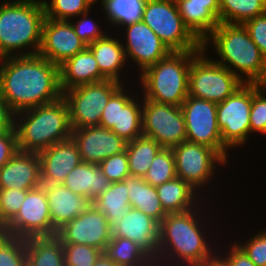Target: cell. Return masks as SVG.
<instances>
[{
  "mask_svg": "<svg viewBox=\"0 0 266 266\" xmlns=\"http://www.w3.org/2000/svg\"><path fill=\"white\" fill-rule=\"evenodd\" d=\"M142 21L171 51L202 50V43L185 26L173 0H146Z\"/></svg>",
  "mask_w": 266,
  "mask_h": 266,
  "instance_id": "cell-7",
  "label": "cell"
},
{
  "mask_svg": "<svg viewBox=\"0 0 266 266\" xmlns=\"http://www.w3.org/2000/svg\"><path fill=\"white\" fill-rule=\"evenodd\" d=\"M88 14V12L84 13L82 15L84 16L82 20L78 21L76 24L72 23L75 33L87 46L97 39L103 38L105 36L100 28L96 25L97 23L87 18Z\"/></svg>",
  "mask_w": 266,
  "mask_h": 266,
  "instance_id": "cell-46",
  "label": "cell"
},
{
  "mask_svg": "<svg viewBox=\"0 0 266 266\" xmlns=\"http://www.w3.org/2000/svg\"><path fill=\"white\" fill-rule=\"evenodd\" d=\"M223 259L226 261L228 266H256L237 243L232 246L228 257H224Z\"/></svg>",
  "mask_w": 266,
  "mask_h": 266,
  "instance_id": "cell-49",
  "label": "cell"
},
{
  "mask_svg": "<svg viewBox=\"0 0 266 266\" xmlns=\"http://www.w3.org/2000/svg\"><path fill=\"white\" fill-rule=\"evenodd\" d=\"M87 1V3L91 6L92 4H94L96 1H98V0H86ZM102 6H103V3H104V0H102Z\"/></svg>",
  "mask_w": 266,
  "mask_h": 266,
  "instance_id": "cell-52",
  "label": "cell"
},
{
  "mask_svg": "<svg viewBox=\"0 0 266 266\" xmlns=\"http://www.w3.org/2000/svg\"><path fill=\"white\" fill-rule=\"evenodd\" d=\"M163 147L154 139L140 136L126 144L130 176L144 178L157 153Z\"/></svg>",
  "mask_w": 266,
  "mask_h": 266,
  "instance_id": "cell-31",
  "label": "cell"
},
{
  "mask_svg": "<svg viewBox=\"0 0 266 266\" xmlns=\"http://www.w3.org/2000/svg\"><path fill=\"white\" fill-rule=\"evenodd\" d=\"M24 266H31V265L28 262H26Z\"/></svg>",
  "mask_w": 266,
  "mask_h": 266,
  "instance_id": "cell-54",
  "label": "cell"
},
{
  "mask_svg": "<svg viewBox=\"0 0 266 266\" xmlns=\"http://www.w3.org/2000/svg\"><path fill=\"white\" fill-rule=\"evenodd\" d=\"M86 47L69 20H53L45 17L38 55L60 66Z\"/></svg>",
  "mask_w": 266,
  "mask_h": 266,
  "instance_id": "cell-16",
  "label": "cell"
},
{
  "mask_svg": "<svg viewBox=\"0 0 266 266\" xmlns=\"http://www.w3.org/2000/svg\"><path fill=\"white\" fill-rule=\"evenodd\" d=\"M248 242V243H247ZM256 266H266V231L238 245Z\"/></svg>",
  "mask_w": 266,
  "mask_h": 266,
  "instance_id": "cell-44",
  "label": "cell"
},
{
  "mask_svg": "<svg viewBox=\"0 0 266 266\" xmlns=\"http://www.w3.org/2000/svg\"><path fill=\"white\" fill-rule=\"evenodd\" d=\"M17 151L18 141L16 129L0 132V168L5 165Z\"/></svg>",
  "mask_w": 266,
  "mask_h": 266,
  "instance_id": "cell-47",
  "label": "cell"
},
{
  "mask_svg": "<svg viewBox=\"0 0 266 266\" xmlns=\"http://www.w3.org/2000/svg\"><path fill=\"white\" fill-rule=\"evenodd\" d=\"M132 98L120 87L109 99L102 111L99 126L112 129L118 127L119 105H126Z\"/></svg>",
  "mask_w": 266,
  "mask_h": 266,
  "instance_id": "cell-43",
  "label": "cell"
},
{
  "mask_svg": "<svg viewBox=\"0 0 266 266\" xmlns=\"http://www.w3.org/2000/svg\"><path fill=\"white\" fill-rule=\"evenodd\" d=\"M243 26L266 59V12L245 22Z\"/></svg>",
  "mask_w": 266,
  "mask_h": 266,
  "instance_id": "cell-45",
  "label": "cell"
},
{
  "mask_svg": "<svg viewBox=\"0 0 266 266\" xmlns=\"http://www.w3.org/2000/svg\"><path fill=\"white\" fill-rule=\"evenodd\" d=\"M156 190L161 205L167 214L181 213L193 208L196 190L178 177L157 186Z\"/></svg>",
  "mask_w": 266,
  "mask_h": 266,
  "instance_id": "cell-29",
  "label": "cell"
},
{
  "mask_svg": "<svg viewBox=\"0 0 266 266\" xmlns=\"http://www.w3.org/2000/svg\"><path fill=\"white\" fill-rule=\"evenodd\" d=\"M125 27L128 36L126 47H123L126 59L131 57L136 65L141 67L142 72L172 52L142 20Z\"/></svg>",
  "mask_w": 266,
  "mask_h": 266,
  "instance_id": "cell-19",
  "label": "cell"
},
{
  "mask_svg": "<svg viewBox=\"0 0 266 266\" xmlns=\"http://www.w3.org/2000/svg\"><path fill=\"white\" fill-rule=\"evenodd\" d=\"M103 253L118 266H154L153 260L128 238L111 237Z\"/></svg>",
  "mask_w": 266,
  "mask_h": 266,
  "instance_id": "cell-32",
  "label": "cell"
},
{
  "mask_svg": "<svg viewBox=\"0 0 266 266\" xmlns=\"http://www.w3.org/2000/svg\"><path fill=\"white\" fill-rule=\"evenodd\" d=\"M212 255L211 258L205 260L202 264L198 266H228L226 261L222 258H219L220 256Z\"/></svg>",
  "mask_w": 266,
  "mask_h": 266,
  "instance_id": "cell-50",
  "label": "cell"
},
{
  "mask_svg": "<svg viewBox=\"0 0 266 266\" xmlns=\"http://www.w3.org/2000/svg\"><path fill=\"white\" fill-rule=\"evenodd\" d=\"M159 227L160 224L156 220L141 210L130 207L125 216L111 226V237L130 239L154 260L156 265L159 255Z\"/></svg>",
  "mask_w": 266,
  "mask_h": 266,
  "instance_id": "cell-17",
  "label": "cell"
},
{
  "mask_svg": "<svg viewBox=\"0 0 266 266\" xmlns=\"http://www.w3.org/2000/svg\"><path fill=\"white\" fill-rule=\"evenodd\" d=\"M120 82L106 79L83 84L63 91L72 129L99 126L102 111L110 97L120 88Z\"/></svg>",
  "mask_w": 266,
  "mask_h": 266,
  "instance_id": "cell-9",
  "label": "cell"
},
{
  "mask_svg": "<svg viewBox=\"0 0 266 266\" xmlns=\"http://www.w3.org/2000/svg\"><path fill=\"white\" fill-rule=\"evenodd\" d=\"M142 132L143 136L154 139L163 148H173L186 141V124L181 106L144 99Z\"/></svg>",
  "mask_w": 266,
  "mask_h": 266,
  "instance_id": "cell-10",
  "label": "cell"
},
{
  "mask_svg": "<svg viewBox=\"0 0 266 266\" xmlns=\"http://www.w3.org/2000/svg\"><path fill=\"white\" fill-rule=\"evenodd\" d=\"M128 190L130 207L141 210L159 224L167 215L159 200L155 186L149 185L144 178L128 176L124 179Z\"/></svg>",
  "mask_w": 266,
  "mask_h": 266,
  "instance_id": "cell-27",
  "label": "cell"
},
{
  "mask_svg": "<svg viewBox=\"0 0 266 266\" xmlns=\"http://www.w3.org/2000/svg\"><path fill=\"white\" fill-rule=\"evenodd\" d=\"M28 190L0 189V231L17 214Z\"/></svg>",
  "mask_w": 266,
  "mask_h": 266,
  "instance_id": "cell-40",
  "label": "cell"
},
{
  "mask_svg": "<svg viewBox=\"0 0 266 266\" xmlns=\"http://www.w3.org/2000/svg\"><path fill=\"white\" fill-rule=\"evenodd\" d=\"M71 138L77 144L82 162L91 164L122 153L127 144L112 130L101 126L72 129Z\"/></svg>",
  "mask_w": 266,
  "mask_h": 266,
  "instance_id": "cell-18",
  "label": "cell"
},
{
  "mask_svg": "<svg viewBox=\"0 0 266 266\" xmlns=\"http://www.w3.org/2000/svg\"><path fill=\"white\" fill-rule=\"evenodd\" d=\"M62 184L75 194L93 201L109 188L111 181L103 174L98 164L81 162Z\"/></svg>",
  "mask_w": 266,
  "mask_h": 266,
  "instance_id": "cell-25",
  "label": "cell"
},
{
  "mask_svg": "<svg viewBox=\"0 0 266 266\" xmlns=\"http://www.w3.org/2000/svg\"><path fill=\"white\" fill-rule=\"evenodd\" d=\"M249 120L251 133L255 131L266 134V91L260 84H252V103Z\"/></svg>",
  "mask_w": 266,
  "mask_h": 266,
  "instance_id": "cell-41",
  "label": "cell"
},
{
  "mask_svg": "<svg viewBox=\"0 0 266 266\" xmlns=\"http://www.w3.org/2000/svg\"><path fill=\"white\" fill-rule=\"evenodd\" d=\"M45 9L39 0H13L0 5V58L13 56L15 50L34 47L21 56L39 52Z\"/></svg>",
  "mask_w": 266,
  "mask_h": 266,
  "instance_id": "cell-3",
  "label": "cell"
},
{
  "mask_svg": "<svg viewBox=\"0 0 266 266\" xmlns=\"http://www.w3.org/2000/svg\"><path fill=\"white\" fill-rule=\"evenodd\" d=\"M62 244H83L104 250L111 240V225L93 204L57 230Z\"/></svg>",
  "mask_w": 266,
  "mask_h": 266,
  "instance_id": "cell-15",
  "label": "cell"
},
{
  "mask_svg": "<svg viewBox=\"0 0 266 266\" xmlns=\"http://www.w3.org/2000/svg\"><path fill=\"white\" fill-rule=\"evenodd\" d=\"M111 130L127 143L143 135L142 108L133 98L126 105H119L118 127Z\"/></svg>",
  "mask_w": 266,
  "mask_h": 266,
  "instance_id": "cell-34",
  "label": "cell"
},
{
  "mask_svg": "<svg viewBox=\"0 0 266 266\" xmlns=\"http://www.w3.org/2000/svg\"><path fill=\"white\" fill-rule=\"evenodd\" d=\"M201 50L172 51L141 74L144 98L160 104L181 106L188 96L189 68Z\"/></svg>",
  "mask_w": 266,
  "mask_h": 266,
  "instance_id": "cell-6",
  "label": "cell"
},
{
  "mask_svg": "<svg viewBox=\"0 0 266 266\" xmlns=\"http://www.w3.org/2000/svg\"><path fill=\"white\" fill-rule=\"evenodd\" d=\"M42 186L46 192L51 222L56 230L92 205L88 197L75 194L63 184Z\"/></svg>",
  "mask_w": 266,
  "mask_h": 266,
  "instance_id": "cell-23",
  "label": "cell"
},
{
  "mask_svg": "<svg viewBox=\"0 0 266 266\" xmlns=\"http://www.w3.org/2000/svg\"><path fill=\"white\" fill-rule=\"evenodd\" d=\"M260 86L266 91V78L260 83Z\"/></svg>",
  "mask_w": 266,
  "mask_h": 266,
  "instance_id": "cell-53",
  "label": "cell"
},
{
  "mask_svg": "<svg viewBox=\"0 0 266 266\" xmlns=\"http://www.w3.org/2000/svg\"><path fill=\"white\" fill-rule=\"evenodd\" d=\"M65 266H93L102 250L83 244H63Z\"/></svg>",
  "mask_w": 266,
  "mask_h": 266,
  "instance_id": "cell-39",
  "label": "cell"
},
{
  "mask_svg": "<svg viewBox=\"0 0 266 266\" xmlns=\"http://www.w3.org/2000/svg\"><path fill=\"white\" fill-rule=\"evenodd\" d=\"M202 49L191 61L188 95L220 103L244 83L226 67L204 56Z\"/></svg>",
  "mask_w": 266,
  "mask_h": 266,
  "instance_id": "cell-8",
  "label": "cell"
},
{
  "mask_svg": "<svg viewBox=\"0 0 266 266\" xmlns=\"http://www.w3.org/2000/svg\"><path fill=\"white\" fill-rule=\"evenodd\" d=\"M92 204L104 214L111 226L121 220L130 208L125 181L112 182Z\"/></svg>",
  "mask_w": 266,
  "mask_h": 266,
  "instance_id": "cell-30",
  "label": "cell"
},
{
  "mask_svg": "<svg viewBox=\"0 0 266 266\" xmlns=\"http://www.w3.org/2000/svg\"><path fill=\"white\" fill-rule=\"evenodd\" d=\"M181 109L186 124V141L209 146L227 160V148L222 143L217 124V103L188 95Z\"/></svg>",
  "mask_w": 266,
  "mask_h": 266,
  "instance_id": "cell-12",
  "label": "cell"
},
{
  "mask_svg": "<svg viewBox=\"0 0 266 266\" xmlns=\"http://www.w3.org/2000/svg\"><path fill=\"white\" fill-rule=\"evenodd\" d=\"M87 47L92 51L100 73L106 79L121 82L118 72L126 62L124 45L118 39L106 35Z\"/></svg>",
  "mask_w": 266,
  "mask_h": 266,
  "instance_id": "cell-26",
  "label": "cell"
},
{
  "mask_svg": "<svg viewBox=\"0 0 266 266\" xmlns=\"http://www.w3.org/2000/svg\"><path fill=\"white\" fill-rule=\"evenodd\" d=\"M195 213L198 212L191 209L181 213H169L162 219L159 227L160 255L157 258L160 262L164 255L169 257L174 254L173 257L178 261L182 259L183 264L186 262L185 266H198L212 257Z\"/></svg>",
  "mask_w": 266,
  "mask_h": 266,
  "instance_id": "cell-5",
  "label": "cell"
},
{
  "mask_svg": "<svg viewBox=\"0 0 266 266\" xmlns=\"http://www.w3.org/2000/svg\"><path fill=\"white\" fill-rule=\"evenodd\" d=\"M252 84L244 83L224 101L217 103V124L228 149L246 142L250 129Z\"/></svg>",
  "mask_w": 266,
  "mask_h": 266,
  "instance_id": "cell-11",
  "label": "cell"
},
{
  "mask_svg": "<svg viewBox=\"0 0 266 266\" xmlns=\"http://www.w3.org/2000/svg\"><path fill=\"white\" fill-rule=\"evenodd\" d=\"M45 9V17L53 20H67L77 15L89 12L90 6L86 0H51L42 1Z\"/></svg>",
  "mask_w": 266,
  "mask_h": 266,
  "instance_id": "cell-38",
  "label": "cell"
},
{
  "mask_svg": "<svg viewBox=\"0 0 266 266\" xmlns=\"http://www.w3.org/2000/svg\"><path fill=\"white\" fill-rule=\"evenodd\" d=\"M15 113L0 92V132L10 131L15 128Z\"/></svg>",
  "mask_w": 266,
  "mask_h": 266,
  "instance_id": "cell-48",
  "label": "cell"
},
{
  "mask_svg": "<svg viewBox=\"0 0 266 266\" xmlns=\"http://www.w3.org/2000/svg\"><path fill=\"white\" fill-rule=\"evenodd\" d=\"M146 0H104L103 9L113 24L127 25L142 20Z\"/></svg>",
  "mask_w": 266,
  "mask_h": 266,
  "instance_id": "cell-35",
  "label": "cell"
},
{
  "mask_svg": "<svg viewBox=\"0 0 266 266\" xmlns=\"http://www.w3.org/2000/svg\"><path fill=\"white\" fill-rule=\"evenodd\" d=\"M176 176L187 182L193 189L209 183L215 171V163H226V160L213 148L197 143L184 141L174 146Z\"/></svg>",
  "mask_w": 266,
  "mask_h": 266,
  "instance_id": "cell-14",
  "label": "cell"
},
{
  "mask_svg": "<svg viewBox=\"0 0 266 266\" xmlns=\"http://www.w3.org/2000/svg\"><path fill=\"white\" fill-rule=\"evenodd\" d=\"M209 39H212L216 53L221 57L215 62L229 69L243 83L260 84L266 78V59L242 24L219 23L202 43V49H206ZM235 69L248 79H243Z\"/></svg>",
  "mask_w": 266,
  "mask_h": 266,
  "instance_id": "cell-2",
  "label": "cell"
},
{
  "mask_svg": "<svg viewBox=\"0 0 266 266\" xmlns=\"http://www.w3.org/2000/svg\"><path fill=\"white\" fill-rule=\"evenodd\" d=\"M1 59L0 92L15 114L62 97L57 64L38 54Z\"/></svg>",
  "mask_w": 266,
  "mask_h": 266,
  "instance_id": "cell-1",
  "label": "cell"
},
{
  "mask_svg": "<svg viewBox=\"0 0 266 266\" xmlns=\"http://www.w3.org/2000/svg\"><path fill=\"white\" fill-rule=\"evenodd\" d=\"M23 112L15 114L25 116L24 122L15 124L18 150L38 153L71 138L69 110L63 97Z\"/></svg>",
  "mask_w": 266,
  "mask_h": 266,
  "instance_id": "cell-4",
  "label": "cell"
},
{
  "mask_svg": "<svg viewBox=\"0 0 266 266\" xmlns=\"http://www.w3.org/2000/svg\"><path fill=\"white\" fill-rule=\"evenodd\" d=\"M185 26L203 43L219 25V0H176Z\"/></svg>",
  "mask_w": 266,
  "mask_h": 266,
  "instance_id": "cell-22",
  "label": "cell"
},
{
  "mask_svg": "<svg viewBox=\"0 0 266 266\" xmlns=\"http://www.w3.org/2000/svg\"><path fill=\"white\" fill-rule=\"evenodd\" d=\"M176 176L175 159L171 148H162L151 163L144 180L152 186H159Z\"/></svg>",
  "mask_w": 266,
  "mask_h": 266,
  "instance_id": "cell-36",
  "label": "cell"
},
{
  "mask_svg": "<svg viewBox=\"0 0 266 266\" xmlns=\"http://www.w3.org/2000/svg\"><path fill=\"white\" fill-rule=\"evenodd\" d=\"M42 185L38 153L18 150L0 168V189L31 190Z\"/></svg>",
  "mask_w": 266,
  "mask_h": 266,
  "instance_id": "cell-21",
  "label": "cell"
},
{
  "mask_svg": "<svg viewBox=\"0 0 266 266\" xmlns=\"http://www.w3.org/2000/svg\"><path fill=\"white\" fill-rule=\"evenodd\" d=\"M98 165L111 183L123 181L126 177L130 176L126 150L107 157Z\"/></svg>",
  "mask_w": 266,
  "mask_h": 266,
  "instance_id": "cell-42",
  "label": "cell"
},
{
  "mask_svg": "<svg viewBox=\"0 0 266 266\" xmlns=\"http://www.w3.org/2000/svg\"><path fill=\"white\" fill-rule=\"evenodd\" d=\"M26 262V239L0 231V266H24Z\"/></svg>",
  "mask_w": 266,
  "mask_h": 266,
  "instance_id": "cell-37",
  "label": "cell"
},
{
  "mask_svg": "<svg viewBox=\"0 0 266 266\" xmlns=\"http://www.w3.org/2000/svg\"><path fill=\"white\" fill-rule=\"evenodd\" d=\"M93 266H118L111 259H109L104 253L95 261Z\"/></svg>",
  "mask_w": 266,
  "mask_h": 266,
  "instance_id": "cell-51",
  "label": "cell"
},
{
  "mask_svg": "<svg viewBox=\"0 0 266 266\" xmlns=\"http://www.w3.org/2000/svg\"><path fill=\"white\" fill-rule=\"evenodd\" d=\"M219 22L244 24L266 12V0H219Z\"/></svg>",
  "mask_w": 266,
  "mask_h": 266,
  "instance_id": "cell-33",
  "label": "cell"
},
{
  "mask_svg": "<svg viewBox=\"0 0 266 266\" xmlns=\"http://www.w3.org/2000/svg\"><path fill=\"white\" fill-rule=\"evenodd\" d=\"M1 232L25 239L57 234L51 222L48 200L42 185L27 191L19 211Z\"/></svg>",
  "mask_w": 266,
  "mask_h": 266,
  "instance_id": "cell-13",
  "label": "cell"
},
{
  "mask_svg": "<svg viewBox=\"0 0 266 266\" xmlns=\"http://www.w3.org/2000/svg\"><path fill=\"white\" fill-rule=\"evenodd\" d=\"M106 80L100 73L92 51L86 47L60 65V86L62 92L70 88Z\"/></svg>",
  "mask_w": 266,
  "mask_h": 266,
  "instance_id": "cell-24",
  "label": "cell"
},
{
  "mask_svg": "<svg viewBox=\"0 0 266 266\" xmlns=\"http://www.w3.org/2000/svg\"><path fill=\"white\" fill-rule=\"evenodd\" d=\"M26 253L31 266H65L63 244L56 235L27 238Z\"/></svg>",
  "mask_w": 266,
  "mask_h": 266,
  "instance_id": "cell-28",
  "label": "cell"
},
{
  "mask_svg": "<svg viewBox=\"0 0 266 266\" xmlns=\"http://www.w3.org/2000/svg\"><path fill=\"white\" fill-rule=\"evenodd\" d=\"M42 185L62 184L82 160L72 138L38 152Z\"/></svg>",
  "mask_w": 266,
  "mask_h": 266,
  "instance_id": "cell-20",
  "label": "cell"
}]
</instances>
